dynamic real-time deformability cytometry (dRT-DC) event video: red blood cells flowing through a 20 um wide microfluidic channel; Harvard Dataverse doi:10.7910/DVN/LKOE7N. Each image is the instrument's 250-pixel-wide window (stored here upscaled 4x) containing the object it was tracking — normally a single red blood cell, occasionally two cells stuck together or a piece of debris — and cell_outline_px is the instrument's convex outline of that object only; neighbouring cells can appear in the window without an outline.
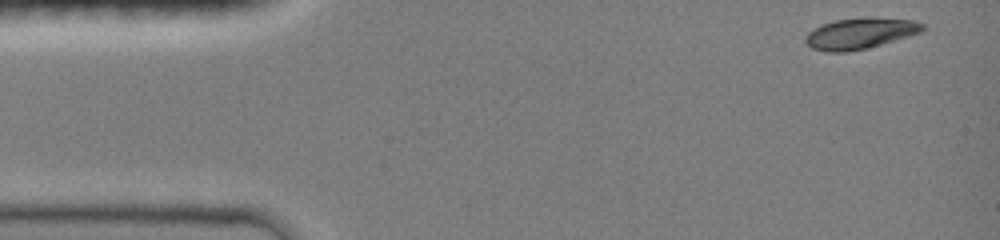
{"species": "common noctule bat (a hibernating species)", "species_latin": "Nyctalus noctula", "temperature_condition": "room temperature", "stored_images_in_passage": 42, "camera_frame_rate_fps": 3000, "um_per_image_px": 0.085, "animal": {"sex": "female", "body_mass_g": 19.0, "forearm_length_mm": 51.5}, "frame": {"image": 1, "passage_image": 1, "time_ms": 0.0, "image_size_px": [1000, 240], "cell_outline_px": [[924, 28], [920, 32], [908, 36], [880, 44], [848, 52], [828, 52], [812, 48], [804, 40], [808, 32], [824, 24], [836, 20], [916, 20], [924, 24]], "centroid_in_image_um": [73.06, 2.89], "position_along_channel_um": 11.9, "area_um2": 19.83}}
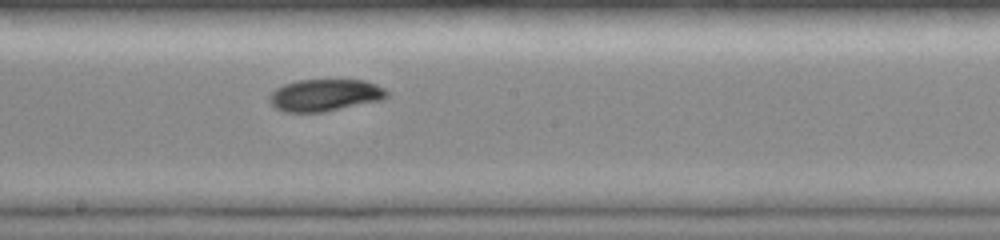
{"frame": {"image": 2, "passage_image": 24, "time_ms": 7.667, "image_size_px": [1000, 240], "cell_outline_px": [[388, 96], [384, 100], [324, 112], [284, 112], [276, 108], [268, 100], [268, 96], [276, 88], [284, 84], [296, 80], [364, 80], [376, 84], [384, 88], [388, 92]], "centroid_in_image_um": [27.63, 8.09], "position_along_channel_um": 220.6, "area_um2": 22.14}}
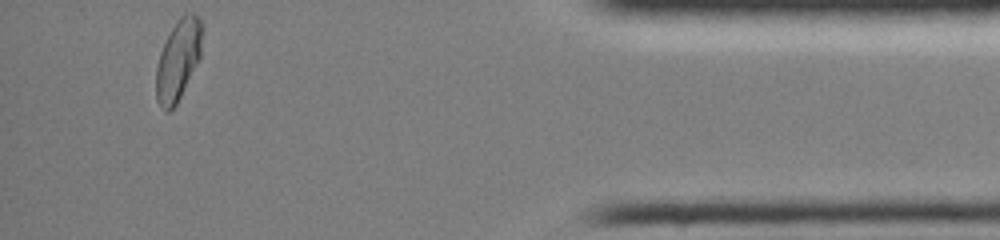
{"frame": {"image": 3, "passage_image": 42, "time_ms": 13.667, "image_size_px": [1000, 240], "cell_outline_px": [[204, 28], [200, 56], [176, 104], [168, 112], [164, 112], [156, 100], [156, 68], [160, 52], [176, 20], [180, 16], [192, 12], [200, 16]], "centroid_in_image_um": [15.16, 5.05], "position_along_channel_um": 420.0, "area_um2": 21.62}, "authors_computed_cell_mechanics": {"area_um2": 21.6172, "velocity_mm_per_s": 4.0428, "shape_relaxation_time_tau1_ms": 5.4331, "shape_relaxation_time_tau2_ms": 6.9987, "deformation_change_tau1": 0.1603, "deformation_change_tau2": 0.0696}}